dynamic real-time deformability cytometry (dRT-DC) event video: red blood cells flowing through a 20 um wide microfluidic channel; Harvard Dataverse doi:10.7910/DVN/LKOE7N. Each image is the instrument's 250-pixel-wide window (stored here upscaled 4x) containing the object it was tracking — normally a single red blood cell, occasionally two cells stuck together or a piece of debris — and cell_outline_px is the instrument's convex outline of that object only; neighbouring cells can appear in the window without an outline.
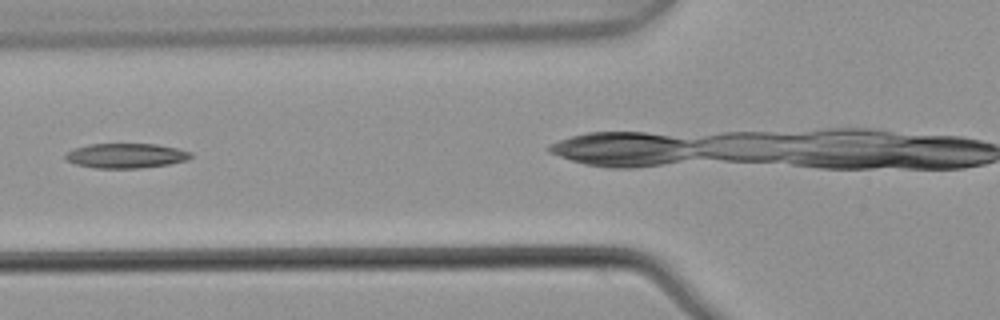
{"species": "common noctule bat (a hibernating species)", "species_latin": "Nyctalus noctula", "temperature_condition": "warm", "stored_images_in_passage": 4, "camera_frame_rate_fps": 3000, "um_per_image_px": 0.085, "animal": {"sex": "male", "body_mass_g": 21.5, "forearm_length_mm": 52.0}, "frame": {"image": 1, "passage_image": 3, "time_ms": 0.667, "image_size_px": [1000, 320], "cell_outline_px": [[192, 156], [188, 160], [168, 164], [140, 168], [96, 168], [76, 164], [64, 160], [64, 156], [68, 152], [76, 148], [88, 144], [156, 144], [176, 148], [192, 152]], "centroid_in_image_um": [10.71, 13.23], "position_along_channel_um": 115.1, "area_um2": 18.03}}